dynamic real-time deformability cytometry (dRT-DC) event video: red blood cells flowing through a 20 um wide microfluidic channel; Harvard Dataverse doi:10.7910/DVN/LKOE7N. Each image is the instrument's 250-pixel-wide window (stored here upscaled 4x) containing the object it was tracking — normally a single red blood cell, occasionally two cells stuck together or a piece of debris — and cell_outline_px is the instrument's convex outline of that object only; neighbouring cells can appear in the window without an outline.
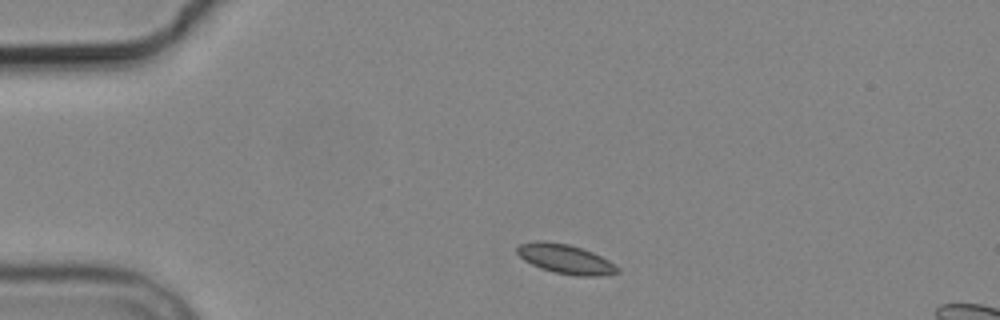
{"species": "common noctule bat (a hibernating species)", "species_latin": "Nyctalus noctula", "temperature_condition": "cold", "stored_images_in_passage": 3, "camera_frame_rate_fps": 3000, "um_per_image_px": 0.085, "animal": {"sex": "male", "body_mass_g": 19.2, "forearm_length_mm": 51.8}, "frame": {"image": 1, "passage_image": 1, "time_ms": 0.0, "image_size_px": [1000, 320], "cell_outline_px": [[620, 272], [604, 276], [576, 276], [552, 272], [540, 268], [524, 260], [516, 252], [516, 248], [520, 244], [536, 240], [544, 240], [568, 244], [592, 252], [616, 264], [620, 268]], "centroid_in_image_um": [48.08, 22.02], "position_along_channel_um": 36.9, "area_um2": 17.4}}